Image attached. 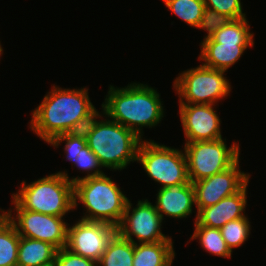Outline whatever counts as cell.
Returning <instances> with one entry per match:
<instances>
[{
    "instance_id": "1",
    "label": "cell",
    "mask_w": 266,
    "mask_h": 266,
    "mask_svg": "<svg viewBox=\"0 0 266 266\" xmlns=\"http://www.w3.org/2000/svg\"><path fill=\"white\" fill-rule=\"evenodd\" d=\"M52 87L29 122L32 131L46 143L60 134L82 131L99 112L90 101L89 89Z\"/></svg>"
},
{
    "instance_id": "2",
    "label": "cell",
    "mask_w": 266,
    "mask_h": 266,
    "mask_svg": "<svg viewBox=\"0 0 266 266\" xmlns=\"http://www.w3.org/2000/svg\"><path fill=\"white\" fill-rule=\"evenodd\" d=\"M102 114L127 127L139 138L144 127L157 126L164 117L159 93L147 84L131 83L124 88L109 87Z\"/></svg>"
},
{
    "instance_id": "3",
    "label": "cell",
    "mask_w": 266,
    "mask_h": 266,
    "mask_svg": "<svg viewBox=\"0 0 266 266\" xmlns=\"http://www.w3.org/2000/svg\"><path fill=\"white\" fill-rule=\"evenodd\" d=\"M102 118L99 112L83 128L87 145L96 154L102 167L123 170L137 161V152L143 139L133 131L111 119Z\"/></svg>"
},
{
    "instance_id": "4",
    "label": "cell",
    "mask_w": 266,
    "mask_h": 266,
    "mask_svg": "<svg viewBox=\"0 0 266 266\" xmlns=\"http://www.w3.org/2000/svg\"><path fill=\"white\" fill-rule=\"evenodd\" d=\"M74 209L78 202L86 208L85 221L105 222L117 227L128 198L107 175L83 178L73 184Z\"/></svg>"
},
{
    "instance_id": "5",
    "label": "cell",
    "mask_w": 266,
    "mask_h": 266,
    "mask_svg": "<svg viewBox=\"0 0 266 266\" xmlns=\"http://www.w3.org/2000/svg\"><path fill=\"white\" fill-rule=\"evenodd\" d=\"M12 198L25 210L57 217L74 210L73 183L58 172L30 184L23 181Z\"/></svg>"
},
{
    "instance_id": "6",
    "label": "cell",
    "mask_w": 266,
    "mask_h": 266,
    "mask_svg": "<svg viewBox=\"0 0 266 266\" xmlns=\"http://www.w3.org/2000/svg\"><path fill=\"white\" fill-rule=\"evenodd\" d=\"M137 162L151 179L161 184L160 188L190 182L184 150L160 145L154 140H142L137 152Z\"/></svg>"
},
{
    "instance_id": "7",
    "label": "cell",
    "mask_w": 266,
    "mask_h": 266,
    "mask_svg": "<svg viewBox=\"0 0 266 266\" xmlns=\"http://www.w3.org/2000/svg\"><path fill=\"white\" fill-rule=\"evenodd\" d=\"M225 72L201 64L180 73L173 82V88L180 97L179 104L215 105L227 97L231 85L224 77Z\"/></svg>"
},
{
    "instance_id": "8",
    "label": "cell",
    "mask_w": 266,
    "mask_h": 266,
    "mask_svg": "<svg viewBox=\"0 0 266 266\" xmlns=\"http://www.w3.org/2000/svg\"><path fill=\"white\" fill-rule=\"evenodd\" d=\"M226 139L186 142L184 152L190 182L208 178L230 168L240 156V145L227 147Z\"/></svg>"
},
{
    "instance_id": "9",
    "label": "cell",
    "mask_w": 266,
    "mask_h": 266,
    "mask_svg": "<svg viewBox=\"0 0 266 266\" xmlns=\"http://www.w3.org/2000/svg\"><path fill=\"white\" fill-rule=\"evenodd\" d=\"M12 200V204L15 206L12 209H15L17 215L12 216L11 209H8L7 212L0 210L13 223L21 237L50 243L58 250L66 247L70 224L64 222L63 217L25 210L14 199Z\"/></svg>"
},
{
    "instance_id": "10",
    "label": "cell",
    "mask_w": 266,
    "mask_h": 266,
    "mask_svg": "<svg viewBox=\"0 0 266 266\" xmlns=\"http://www.w3.org/2000/svg\"><path fill=\"white\" fill-rule=\"evenodd\" d=\"M162 221L155 205L147 199L139 200L133 209L131 201L128 200L122 221L117 226V233L134 244V236L139 243L172 241L171 237L162 233Z\"/></svg>"
},
{
    "instance_id": "11",
    "label": "cell",
    "mask_w": 266,
    "mask_h": 266,
    "mask_svg": "<svg viewBox=\"0 0 266 266\" xmlns=\"http://www.w3.org/2000/svg\"><path fill=\"white\" fill-rule=\"evenodd\" d=\"M78 220L72 227L68 226L66 248L99 262L109 242L117 234V227L105 222Z\"/></svg>"
},
{
    "instance_id": "12",
    "label": "cell",
    "mask_w": 266,
    "mask_h": 266,
    "mask_svg": "<svg viewBox=\"0 0 266 266\" xmlns=\"http://www.w3.org/2000/svg\"><path fill=\"white\" fill-rule=\"evenodd\" d=\"M239 168L238 159L230 168L192 183L197 212L239 192L249 183L250 174L241 172Z\"/></svg>"
},
{
    "instance_id": "13",
    "label": "cell",
    "mask_w": 266,
    "mask_h": 266,
    "mask_svg": "<svg viewBox=\"0 0 266 266\" xmlns=\"http://www.w3.org/2000/svg\"><path fill=\"white\" fill-rule=\"evenodd\" d=\"M212 104H179V114L186 142L218 140L221 119Z\"/></svg>"
},
{
    "instance_id": "14",
    "label": "cell",
    "mask_w": 266,
    "mask_h": 266,
    "mask_svg": "<svg viewBox=\"0 0 266 266\" xmlns=\"http://www.w3.org/2000/svg\"><path fill=\"white\" fill-rule=\"evenodd\" d=\"M63 141H66L64 146L66 159L71 161L73 166H76L78 170L81 169L83 172L87 171V175L81 178L77 176L70 179L66 171H60L58 172L59 174H63L73 184L83 178L98 177L105 174L100 170L102 166L98 157L88 147L87 139L83 131L60 134L54 137L48 144L58 148Z\"/></svg>"
},
{
    "instance_id": "15",
    "label": "cell",
    "mask_w": 266,
    "mask_h": 266,
    "mask_svg": "<svg viewBox=\"0 0 266 266\" xmlns=\"http://www.w3.org/2000/svg\"><path fill=\"white\" fill-rule=\"evenodd\" d=\"M248 183L237 193L225 197L213 206L204 207L197 212L194 225L222 228L229 221L245 217Z\"/></svg>"
},
{
    "instance_id": "16",
    "label": "cell",
    "mask_w": 266,
    "mask_h": 266,
    "mask_svg": "<svg viewBox=\"0 0 266 266\" xmlns=\"http://www.w3.org/2000/svg\"><path fill=\"white\" fill-rule=\"evenodd\" d=\"M156 194L155 208L164 220L170 218H187L195 206V190L192 182L160 188Z\"/></svg>"
},
{
    "instance_id": "17",
    "label": "cell",
    "mask_w": 266,
    "mask_h": 266,
    "mask_svg": "<svg viewBox=\"0 0 266 266\" xmlns=\"http://www.w3.org/2000/svg\"><path fill=\"white\" fill-rule=\"evenodd\" d=\"M201 42V53L198 59L204 61V66L223 71H227L238 62L249 46H254L238 45L237 43H218L211 37Z\"/></svg>"
},
{
    "instance_id": "18",
    "label": "cell",
    "mask_w": 266,
    "mask_h": 266,
    "mask_svg": "<svg viewBox=\"0 0 266 266\" xmlns=\"http://www.w3.org/2000/svg\"><path fill=\"white\" fill-rule=\"evenodd\" d=\"M58 249L50 243L20 236L17 266L54 264Z\"/></svg>"
},
{
    "instance_id": "19",
    "label": "cell",
    "mask_w": 266,
    "mask_h": 266,
    "mask_svg": "<svg viewBox=\"0 0 266 266\" xmlns=\"http://www.w3.org/2000/svg\"><path fill=\"white\" fill-rule=\"evenodd\" d=\"M172 241L134 244L133 266H172L175 251Z\"/></svg>"
},
{
    "instance_id": "20",
    "label": "cell",
    "mask_w": 266,
    "mask_h": 266,
    "mask_svg": "<svg viewBox=\"0 0 266 266\" xmlns=\"http://www.w3.org/2000/svg\"><path fill=\"white\" fill-rule=\"evenodd\" d=\"M20 235L13 223L0 213V266H17Z\"/></svg>"
},
{
    "instance_id": "21",
    "label": "cell",
    "mask_w": 266,
    "mask_h": 266,
    "mask_svg": "<svg viewBox=\"0 0 266 266\" xmlns=\"http://www.w3.org/2000/svg\"><path fill=\"white\" fill-rule=\"evenodd\" d=\"M134 243L122 238L118 233L109 242L98 266H133Z\"/></svg>"
},
{
    "instance_id": "22",
    "label": "cell",
    "mask_w": 266,
    "mask_h": 266,
    "mask_svg": "<svg viewBox=\"0 0 266 266\" xmlns=\"http://www.w3.org/2000/svg\"><path fill=\"white\" fill-rule=\"evenodd\" d=\"M254 33L250 32L249 23L245 18L232 19L215 32L211 38L218 43H237L238 45H254Z\"/></svg>"
},
{
    "instance_id": "23",
    "label": "cell",
    "mask_w": 266,
    "mask_h": 266,
    "mask_svg": "<svg viewBox=\"0 0 266 266\" xmlns=\"http://www.w3.org/2000/svg\"><path fill=\"white\" fill-rule=\"evenodd\" d=\"M193 239H198L201 247L209 254L211 253L224 258L232 257V252L227 247L218 228L195 225V230L191 237V240Z\"/></svg>"
},
{
    "instance_id": "24",
    "label": "cell",
    "mask_w": 266,
    "mask_h": 266,
    "mask_svg": "<svg viewBox=\"0 0 266 266\" xmlns=\"http://www.w3.org/2000/svg\"><path fill=\"white\" fill-rule=\"evenodd\" d=\"M166 7L190 26L197 27L201 21L204 0H162Z\"/></svg>"
},
{
    "instance_id": "25",
    "label": "cell",
    "mask_w": 266,
    "mask_h": 266,
    "mask_svg": "<svg viewBox=\"0 0 266 266\" xmlns=\"http://www.w3.org/2000/svg\"><path fill=\"white\" fill-rule=\"evenodd\" d=\"M247 216L238 218L226 223L220 228L221 235L231 252L234 248L240 247L247 241L251 233V225Z\"/></svg>"
},
{
    "instance_id": "26",
    "label": "cell",
    "mask_w": 266,
    "mask_h": 266,
    "mask_svg": "<svg viewBox=\"0 0 266 266\" xmlns=\"http://www.w3.org/2000/svg\"><path fill=\"white\" fill-rule=\"evenodd\" d=\"M231 20L226 14L218 13L216 10L206 7L196 28L207 31V35L204 37V39H207Z\"/></svg>"
},
{
    "instance_id": "27",
    "label": "cell",
    "mask_w": 266,
    "mask_h": 266,
    "mask_svg": "<svg viewBox=\"0 0 266 266\" xmlns=\"http://www.w3.org/2000/svg\"><path fill=\"white\" fill-rule=\"evenodd\" d=\"M204 3L207 8L226 14L231 19L246 17L242 10L241 0H204Z\"/></svg>"
},
{
    "instance_id": "28",
    "label": "cell",
    "mask_w": 266,
    "mask_h": 266,
    "mask_svg": "<svg viewBox=\"0 0 266 266\" xmlns=\"http://www.w3.org/2000/svg\"><path fill=\"white\" fill-rule=\"evenodd\" d=\"M55 266H98V262L75 254L66 247L56 253Z\"/></svg>"
},
{
    "instance_id": "29",
    "label": "cell",
    "mask_w": 266,
    "mask_h": 266,
    "mask_svg": "<svg viewBox=\"0 0 266 266\" xmlns=\"http://www.w3.org/2000/svg\"><path fill=\"white\" fill-rule=\"evenodd\" d=\"M3 47L1 46V43H0V57H1V55L3 54V49H2Z\"/></svg>"
}]
</instances>
